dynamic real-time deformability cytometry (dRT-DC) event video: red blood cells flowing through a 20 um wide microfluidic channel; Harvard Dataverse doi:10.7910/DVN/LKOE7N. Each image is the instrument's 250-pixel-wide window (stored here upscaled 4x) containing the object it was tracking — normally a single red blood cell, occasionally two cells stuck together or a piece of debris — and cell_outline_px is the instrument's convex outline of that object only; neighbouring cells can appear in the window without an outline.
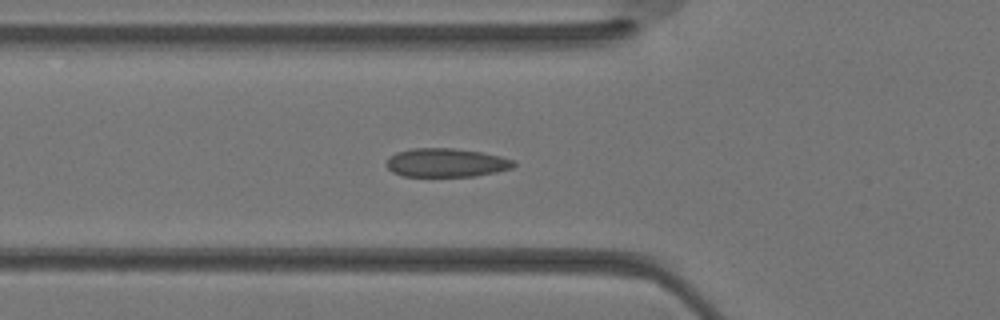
{"species": "Egyptian fruit bat (a non-hibernating species)", "species_latin": "Rousettus aegyptiacus", "temperature_condition": "warm", "stored_images_in_passage": 18, "camera_frame_rate_fps": 3000, "um_per_image_px": 0.085, "animal": {"sex": "female"}, "frame": {"image": 1, "passage_image": 4, "time_ms": 1.0, "image_size_px": [1000, 320], "cell_outline_px": [[516, 164], [512, 168], [496, 172], [476, 176], [404, 176], [392, 172], [384, 164], [388, 156], [396, 152], [412, 148], [452, 148], [480, 152], [500, 156], [512, 160]], "centroid_in_image_um": [37.87, 13.83], "position_along_channel_um": 87.9, "area_um2": 21.33}}
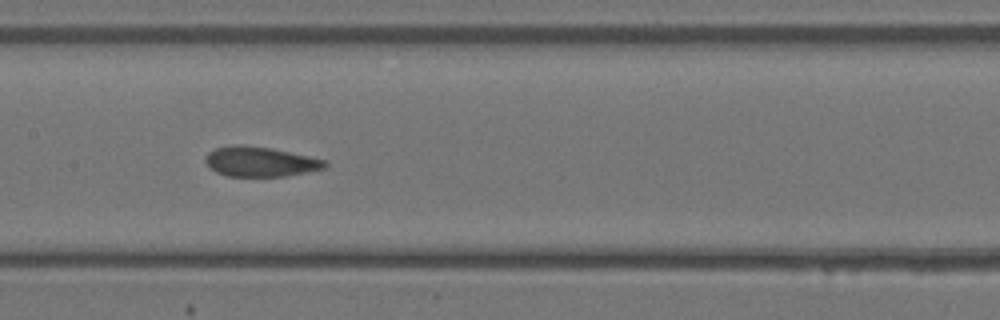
{"frame": {"image": 2, "passage_image": 9, "time_ms": 2.667, "image_size_px": [1000, 320], "cell_outline_px": [[328, 164], [324, 168], [284, 176], [228, 176], [216, 172], [204, 160], [208, 152], [216, 148], [232, 144], [240, 144], [272, 148], [328, 160]], "centroid_in_image_um": [22.12, 13.72], "position_along_channel_um": 185.3, "area_um2": 20.75}}
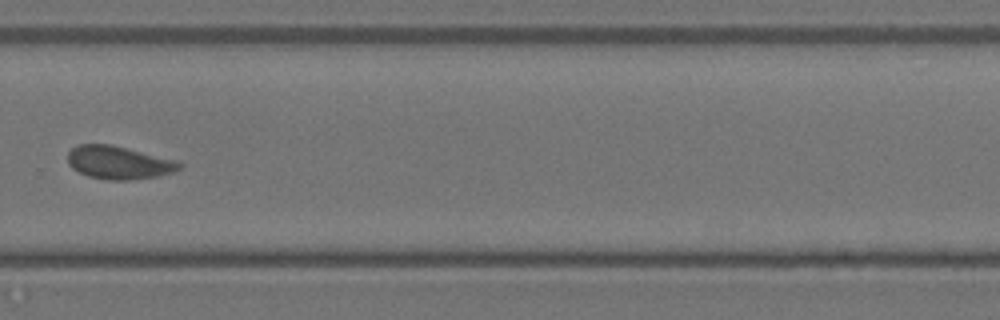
{"frame": {"image": 3, "passage_image": 16, "time_ms": 5.0, "image_size_px": [1000, 320], "cell_outline_px": [[184, 164], [180, 168], [172, 172], [156, 176], [128, 180], [108, 180], [88, 176], [72, 168], [68, 164], [68, 152], [76, 144], [112, 144], [180, 160]], "centroid_in_image_um": [10.12, 13.8], "position_along_channel_um": 319.7, "area_um2": 21.79}}